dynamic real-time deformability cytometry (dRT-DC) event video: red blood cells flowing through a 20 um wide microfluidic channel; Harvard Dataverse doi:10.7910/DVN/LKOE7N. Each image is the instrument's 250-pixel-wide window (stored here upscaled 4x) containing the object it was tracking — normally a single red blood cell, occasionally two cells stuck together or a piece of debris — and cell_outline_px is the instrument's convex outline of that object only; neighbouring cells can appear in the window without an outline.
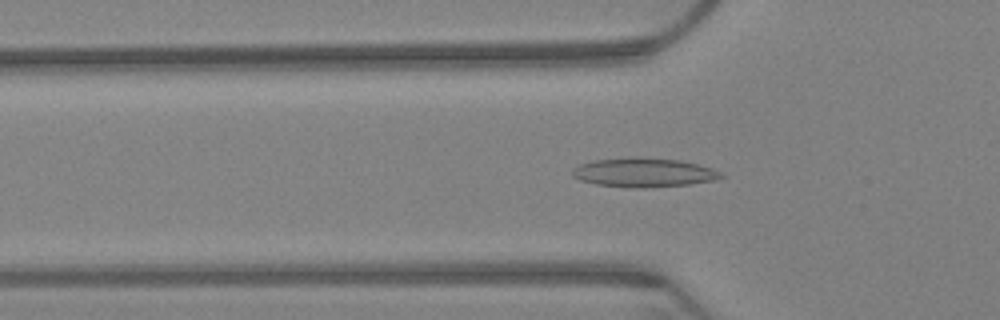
{"species": "Egyptian fruit bat (a non-hibernating species)", "species_latin": "Rousettus aegyptiacus", "temperature_condition": "warm", "stored_images_in_passage": 64, "camera_frame_rate_fps": 3000, "um_per_image_px": 0.085, "animal": {"sex": "female"}, "frame": {"image": 1, "passage_image": 21, "time_ms": 6.667, "image_size_px": [1000, 320], "cell_outline_px": [[724, 176], [712, 180], [688, 184], [644, 188], [636, 188], [596, 184], [580, 180], [572, 176], [572, 168], [580, 164], [592, 160], [636, 156], [680, 160], [712, 168], [720, 172]], "centroid_in_image_um": [54.66, 14.65], "position_along_channel_um": 71.1, "area_um2": 25.2}}
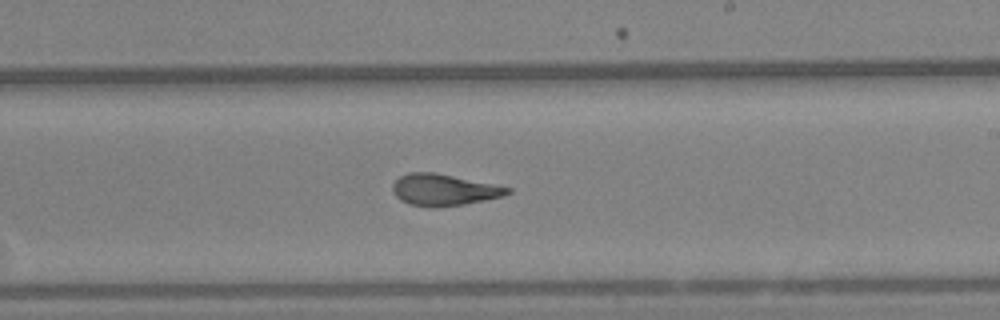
{"frame": {"image": 2, "passage_image": 38, "time_ms": 12.333, "image_size_px": [1000, 320], "cell_outline_px": [[512, 192], [504, 196], [464, 204], [432, 208], [408, 204], [400, 200], [392, 192], [392, 184], [400, 176], [408, 172], [436, 172], [512, 188]], "centroid_in_image_um": [37.7, 16.14], "position_along_channel_um": 251.3, "area_um2": 21.27}}
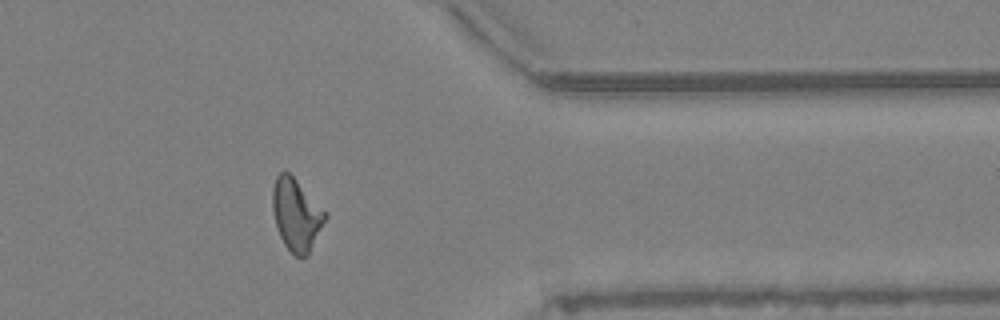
{"frame": {"image": 3, "passage_image": 52, "time_ms": 17.0, "image_size_px": [1000, 320], "cell_outline_px": [[328, 216], [308, 256], [296, 256], [284, 244], [280, 236], [276, 224], [272, 208], [272, 188], [276, 176], [284, 168], [328, 212]], "centroid_in_image_um": [25.2, 18.22], "position_along_channel_um": 386.2, "area_um2": 22.2}, "authors_computed_cell_mechanics": {"area_um2": 21.8195, "velocity_mm_per_s": 3.1903, "shape_relaxation_time_tau1_ms": null, "shape_relaxation_time_tau2_ms": 2.3008, "deformation_change_tau1": null, "deformation_change_tau2": 0.1101}}